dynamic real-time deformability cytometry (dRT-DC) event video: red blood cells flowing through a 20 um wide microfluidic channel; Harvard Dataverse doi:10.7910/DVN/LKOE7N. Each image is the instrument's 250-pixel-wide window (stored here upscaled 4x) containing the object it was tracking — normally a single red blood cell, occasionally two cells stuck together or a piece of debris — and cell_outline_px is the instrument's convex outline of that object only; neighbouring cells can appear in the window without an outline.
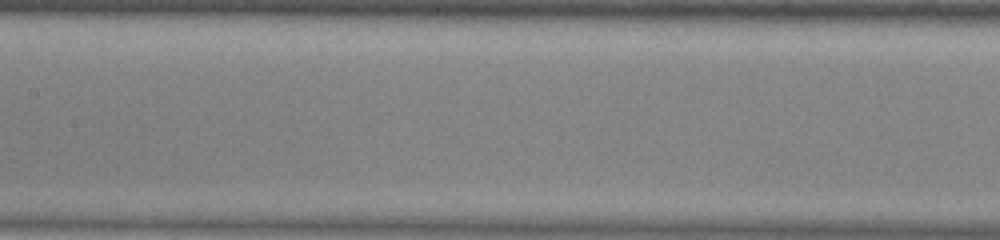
{"species": "common noctule bat (a hibernating species)", "species_latin": "Nyctalus noctula", "temperature_condition": "warm", "stored_images_in_passage": 6, "camera_frame_rate_fps": 3000, "um_per_image_px": 0.085, "animal": {"sex": "male", "body_mass_g": 13.0, "forearm_length_mm": 53.1}, "frame": {"image": 1, "passage_image": 6, "time_ms": 1.667, "image_size_px": [1000, 240], "cell_outline_px": [[840, 184], [836, 188], [712, 184], [712, 180], [724, 176], [740, 172], [832, 172]], "centroid_in_image_um": [66.37, 15.25], "position_along_channel_um": 141.0, "area_um2": 11.85}}